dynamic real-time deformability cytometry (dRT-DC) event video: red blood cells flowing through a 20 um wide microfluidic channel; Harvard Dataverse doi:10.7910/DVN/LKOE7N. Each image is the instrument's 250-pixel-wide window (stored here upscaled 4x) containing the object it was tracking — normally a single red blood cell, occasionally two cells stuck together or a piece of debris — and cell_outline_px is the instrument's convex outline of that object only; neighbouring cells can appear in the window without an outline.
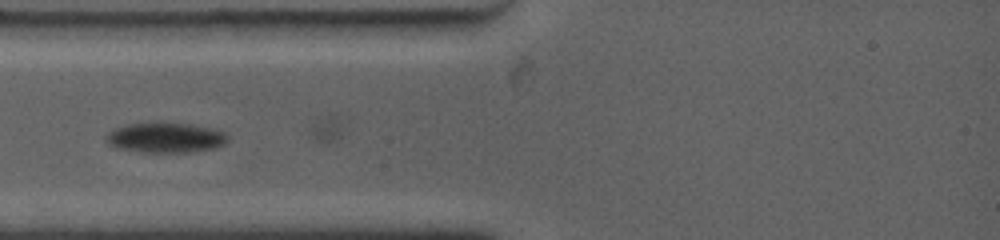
{"species": "common noctule bat (a hibernating species)", "species_latin": "Nyctalus noctula", "temperature_condition": "warm", "stored_images_in_passage": 4, "camera_frame_rate_fps": 4500, "um_per_image_px": 0.085, "animal": {"sex": "female", "body_mass_g": 19.0, "forearm_length_mm": 53.3}, "frame": {"image": 1, "passage_image": 2, "time_ms": 0.667, "image_size_px": [1000, 240], "cell_outline_px": [[228, 140], [224, 144], [216, 148], [196, 152], [144, 152], [116, 148], [108, 140], [108, 132], [112, 128], [128, 124], [156, 120], [188, 124], [212, 128], [224, 132], [228, 136]], "centroid_in_image_um": [14.1, 11.67], "position_along_channel_um": 70.9, "area_um2": 21.79}}